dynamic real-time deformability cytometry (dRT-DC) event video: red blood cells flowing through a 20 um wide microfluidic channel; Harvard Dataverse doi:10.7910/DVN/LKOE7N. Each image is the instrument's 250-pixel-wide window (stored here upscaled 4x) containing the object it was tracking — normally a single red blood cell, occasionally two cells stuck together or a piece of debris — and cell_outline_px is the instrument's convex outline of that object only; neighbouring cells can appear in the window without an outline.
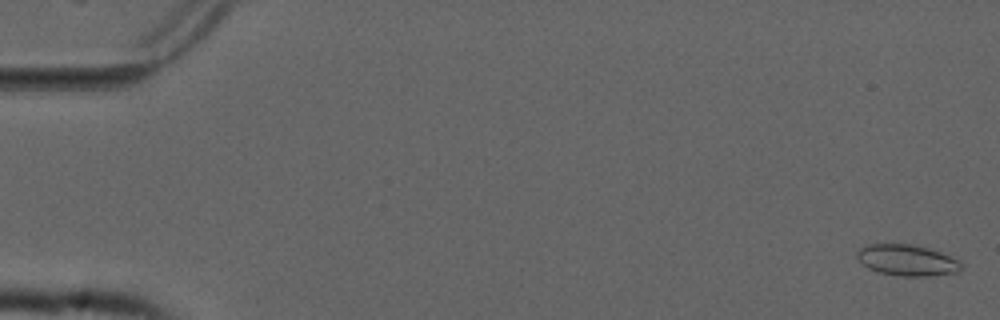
{"species": "common noctule bat (a hibernating species)", "species_latin": "Nyctalus noctula", "temperature_condition": "cold", "stored_images_in_passage": 55, "camera_frame_rate_fps": 3000, "um_per_image_px": 0.085, "animal": {"sex": "male", "forearm_length_mm": 52.5}, "frame": {"image": 1, "passage_image": 2, "time_ms": 0.333, "image_size_px": [1000, 320], "cell_outline_px": [[964, 264], [960, 272], [928, 276], [900, 276], [876, 272], [868, 268], [856, 256], [856, 252], [860, 248], [868, 244], [912, 244], [928, 248], [940, 252], [960, 260]], "centroid_in_image_um": [77.14, 22.12], "position_along_channel_um": 7.9, "area_um2": 19.07}}
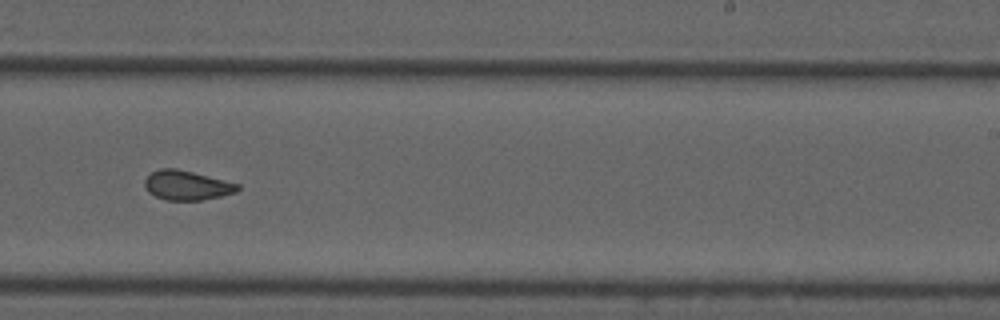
{"frame": {"image": 2, "passage_image": 35, "time_ms": 11.333, "image_size_px": [1000, 320], "cell_outline_px": [[240, 188], [236, 192], [220, 196], [200, 200], [168, 200], [156, 196], [148, 192], [144, 184], [144, 180], [152, 172], [160, 168], [176, 168], [240, 184]], "centroid_in_image_um": [15.87, 15.75], "position_along_channel_um": 273.1, "area_um2": 15.78}}
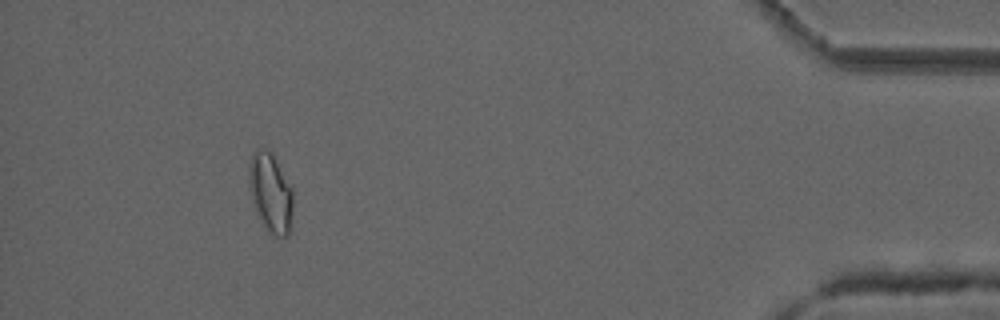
{"frame": {"image": 3, "passage_image": 51, "time_ms": 16.667, "image_size_px": [1000, 320], "cell_outline_px": [[292, 208], [288, 236], [284, 240], [280, 240], [268, 232], [260, 224], [256, 216], [252, 204], [248, 184], [248, 164], [252, 152], [256, 148], [264, 148], [272, 152], [292, 188]], "centroid_in_image_um": [22.95, 16.42], "position_along_channel_um": 412.2, "area_um2": 21.21}, "authors_computed_cell_mechanics": {"area_um2": 17.3978, "velocity_mm_per_s": 3.7506, "shape_relaxation_time_tau1_ms": null, "shape_relaxation_time_tau2_ms": 1.4439, "deformation_change_tau1": null, "deformation_change_tau2": 0.0616}}